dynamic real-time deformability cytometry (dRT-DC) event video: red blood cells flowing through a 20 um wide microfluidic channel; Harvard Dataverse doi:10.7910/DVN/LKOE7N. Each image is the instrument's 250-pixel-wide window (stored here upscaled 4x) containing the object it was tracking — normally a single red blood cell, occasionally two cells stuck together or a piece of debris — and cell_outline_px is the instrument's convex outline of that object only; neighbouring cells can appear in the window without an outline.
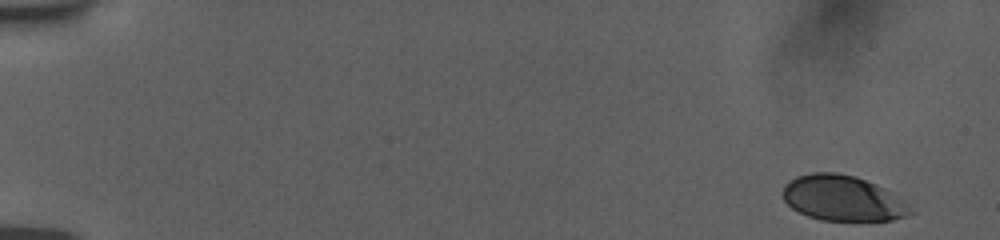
{"species": "human", "species_latin": "Homo sapiens", "temperature_condition": "room temperature", "stored_images_in_passage": 21, "camera_frame_rate_fps": 3000, "um_per_image_px": 0.085, "donor": {"sex": "female"}, "frame": {"image": 1, "passage_image": 1, "time_ms": 0.0, "image_size_px": [1000, 240], "cell_outline_px": [[916, 212], [892, 220], [820, 220], [808, 216], [792, 208], [784, 200], [784, 184], [796, 176], [812, 172], [836, 172], [856, 176], [876, 184], [884, 188], [908, 204]], "centroid_in_image_um": [71.63, 16.84], "position_along_channel_um": 13.4, "area_um2": 33.64}}
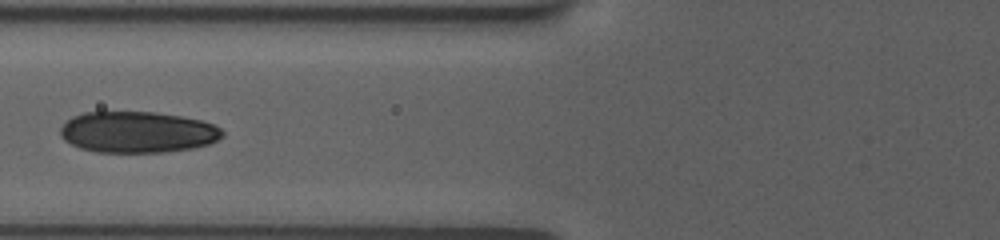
{"frame": {"image": 2, "passage_image": 12, "time_ms": 7.0, "image_size_px": [1000, 240], "cell_outline_px": [[224, 136], [212, 144], [192, 148], [164, 152], [96, 152], [80, 148], [64, 140], [60, 136], [60, 128], [72, 116], [84, 112], [156, 112], [180, 116], [200, 120], [212, 124], [220, 128], [224, 132]], "centroid_in_image_um": [11.7, 11.23], "position_along_channel_um": 114.1, "area_um2": 39.07}}
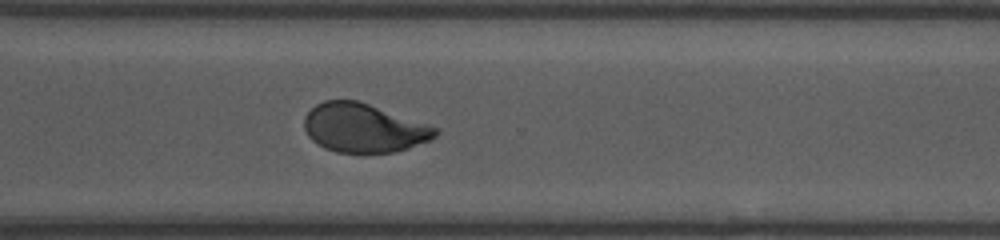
{"frame": {"image": 3, "passage_image": 21, "time_ms": 13.0, "image_size_px": [1000, 240], "cell_outline_px": [[440, 132], [436, 136], [428, 140], [408, 148], [396, 152], [336, 152], [324, 148], [316, 144], [308, 136], [304, 128], [304, 116], [316, 104], [324, 100], [356, 100], [432, 124], [440, 128]], "centroid_in_image_um": [30.94, 10.87], "position_along_channel_um": 339.7, "area_um2": 37.57}}